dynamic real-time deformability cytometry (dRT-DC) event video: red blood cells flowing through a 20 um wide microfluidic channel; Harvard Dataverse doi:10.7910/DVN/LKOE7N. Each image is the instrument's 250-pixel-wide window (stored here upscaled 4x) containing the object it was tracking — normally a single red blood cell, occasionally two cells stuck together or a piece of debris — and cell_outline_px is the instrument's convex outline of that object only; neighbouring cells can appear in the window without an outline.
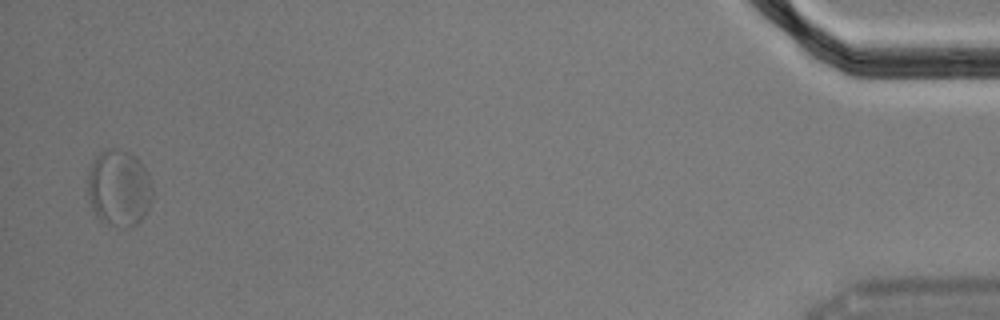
{"species": "Egyptian fruit bat (a non-hibernating species)", "species_latin": "Rousettus aegyptiacus", "temperature_condition": "cold", "stored_images_in_passage": 13, "camera_frame_rate_fps": 3000, "um_per_image_px": 0.085, "animal": {"sex": "male"}, "frame": {"image": 1, "passage_image": 13, "time_ms": 4.0, "image_size_px": [1000, 320], "cell_outline_px": [[152, 196], [148, 208], [144, 216], [136, 224], [128, 228], [124, 228], [100, 220], [96, 216], [92, 208], [88, 196], [88, 176], [92, 164], [96, 156], [104, 148], [116, 148], [128, 152], [136, 156], [144, 168], [152, 184]], "centroid_in_image_um": [10.11, 15.98], "position_along_channel_um": 425.1, "area_um2": 28.84}}